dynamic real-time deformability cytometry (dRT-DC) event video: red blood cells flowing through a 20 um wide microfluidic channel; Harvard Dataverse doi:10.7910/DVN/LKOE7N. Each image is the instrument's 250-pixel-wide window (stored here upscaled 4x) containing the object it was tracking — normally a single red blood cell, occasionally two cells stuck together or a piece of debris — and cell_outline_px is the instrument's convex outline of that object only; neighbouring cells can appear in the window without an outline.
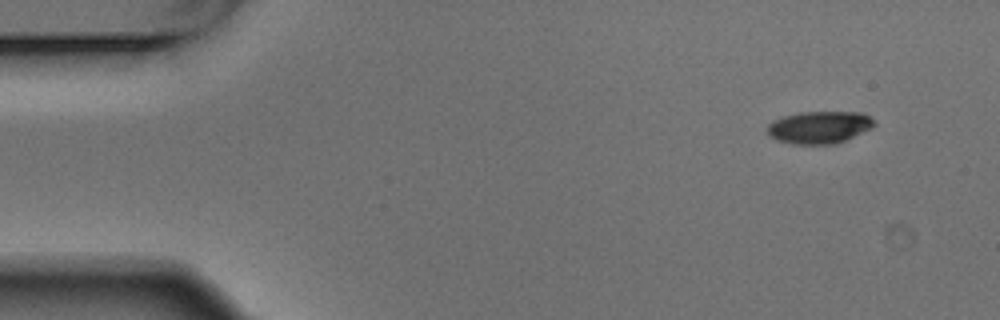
{"species": "Egyptian fruit bat (a non-hibernating species)", "species_latin": "Rousettus aegyptiacus", "temperature_condition": "warm", "stored_images_in_passage": 4, "camera_frame_rate_fps": 3000, "um_per_image_px": 0.085, "animal": {"sex": "male"}, "frame": {"image": 1, "passage_image": 1, "time_ms": 0.0, "image_size_px": [1000, 320], "cell_outline_px": [[876, 124], [872, 128], [844, 140], [832, 144], [792, 144], [780, 140], [772, 136], [768, 132], [768, 124], [772, 120], [784, 116], [800, 112], [864, 112]], "centroid_in_image_um": [69.65, 10.8], "position_along_channel_um": 15.3, "area_um2": 19.88}}
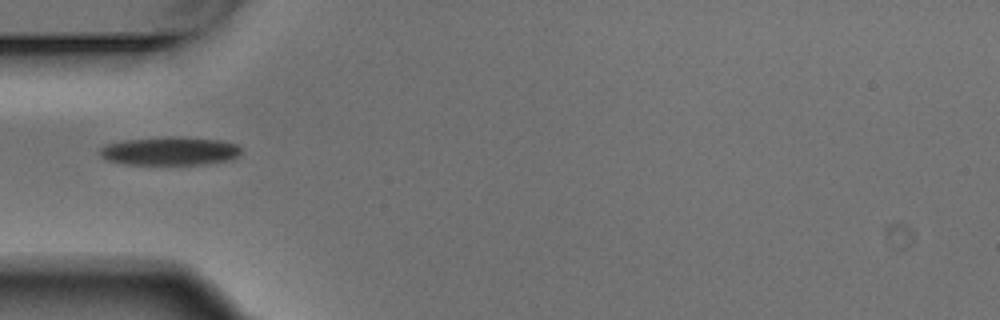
{"frame": {"image": 2, "passage_image": 4, "time_ms": 1.0, "image_size_px": [1000, 320], "cell_outline_px": [[240, 156], [232, 160], [204, 164], [124, 164], [104, 160], [100, 156], [100, 148], [108, 144], [124, 140], [168, 136], [180, 136], [220, 140], [236, 144], [240, 148]], "centroid_in_image_um": [14.45, 12.84], "position_along_channel_um": 70.6, "area_um2": 23.64}}